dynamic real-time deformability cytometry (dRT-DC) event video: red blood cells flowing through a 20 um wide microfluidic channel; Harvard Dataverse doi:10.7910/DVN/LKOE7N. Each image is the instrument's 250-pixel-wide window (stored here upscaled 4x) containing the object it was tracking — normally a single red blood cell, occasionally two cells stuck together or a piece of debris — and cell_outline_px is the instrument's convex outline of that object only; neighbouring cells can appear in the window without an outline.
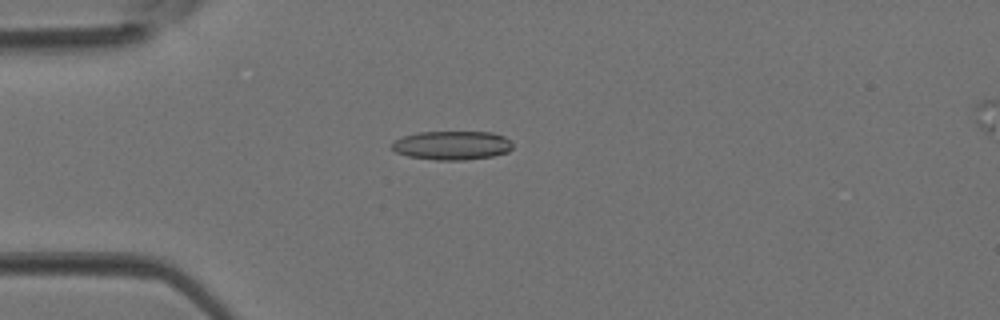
{"species": "Egyptian fruit bat (a non-hibernating species)", "species_latin": "Rousettus aegyptiacus", "temperature_condition": "room temperature", "stored_images_in_passage": 4, "segment_of_instrument_passage": [1, 2], "camera_frame_rate_fps": 3000, "um_per_image_px": 0.085, "animal": {"sex": "female"}, "frame": {"image": 1, "passage_image": 3, "time_ms": 0.667, "image_size_px": [1000, 320], "cell_outline_px": [[512, 148], [508, 152], [492, 156], [464, 160], [436, 160], [408, 156], [396, 152], [392, 148], [392, 144], [396, 140], [404, 136], [416, 132], [492, 132], [504, 136], [512, 144]], "centroid_in_image_um": [38.43, 12.35], "position_along_channel_um": 46.6, "area_um2": 20.23}}